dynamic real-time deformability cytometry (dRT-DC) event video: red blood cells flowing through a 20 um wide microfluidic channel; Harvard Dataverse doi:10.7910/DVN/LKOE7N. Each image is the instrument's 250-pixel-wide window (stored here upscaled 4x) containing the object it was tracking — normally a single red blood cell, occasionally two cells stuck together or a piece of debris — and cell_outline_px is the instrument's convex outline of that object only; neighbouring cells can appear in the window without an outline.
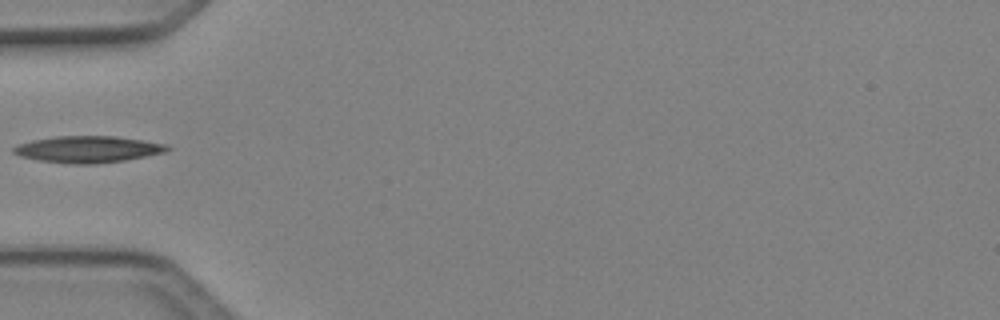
{"species": "Egyptian fruit bat (a non-hibernating species)", "species_latin": "Rousettus aegyptiacus", "temperature_condition": "cold", "stored_images_in_passage": 8, "camera_frame_rate_fps": 3000, "um_per_image_px": 0.085, "animal": {"sex": "female"}, "frame": {"image": 1, "passage_image": 7, "time_ms": 2.0, "image_size_px": [1000, 320], "cell_outline_px": [[172, 148], [164, 152], [124, 160], [96, 164], [68, 164], [40, 160], [20, 156], [12, 152], [12, 148], [16, 144], [32, 140], [56, 136], [116, 136], [164, 144]], "centroid_in_image_um": [7.4, 12.69], "position_along_channel_um": 77.6, "area_um2": 23.7}}
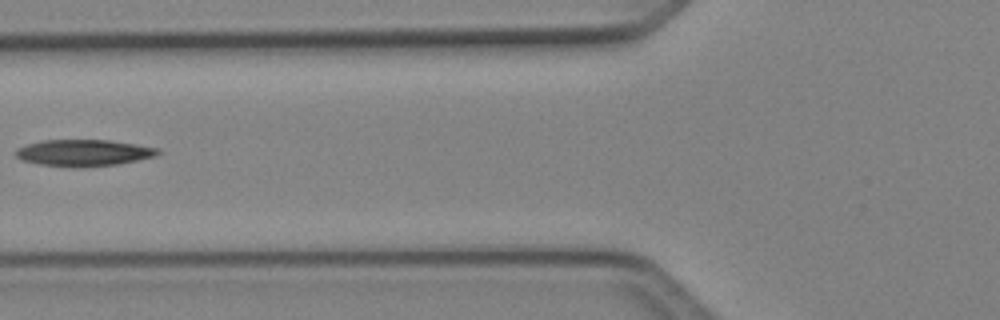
{"frame": {"image": 2, "passage_image": 8, "time_ms": 2.333, "image_size_px": [1000, 320], "cell_outline_px": [[160, 152], [156, 156], [116, 164], [80, 168], [72, 168], [40, 164], [20, 160], [16, 156], [16, 148], [28, 144], [44, 140], [108, 140], [160, 148]], "centroid_in_image_um": [7.09, 13.0], "position_along_channel_um": 118.7, "area_um2": 22.02}}